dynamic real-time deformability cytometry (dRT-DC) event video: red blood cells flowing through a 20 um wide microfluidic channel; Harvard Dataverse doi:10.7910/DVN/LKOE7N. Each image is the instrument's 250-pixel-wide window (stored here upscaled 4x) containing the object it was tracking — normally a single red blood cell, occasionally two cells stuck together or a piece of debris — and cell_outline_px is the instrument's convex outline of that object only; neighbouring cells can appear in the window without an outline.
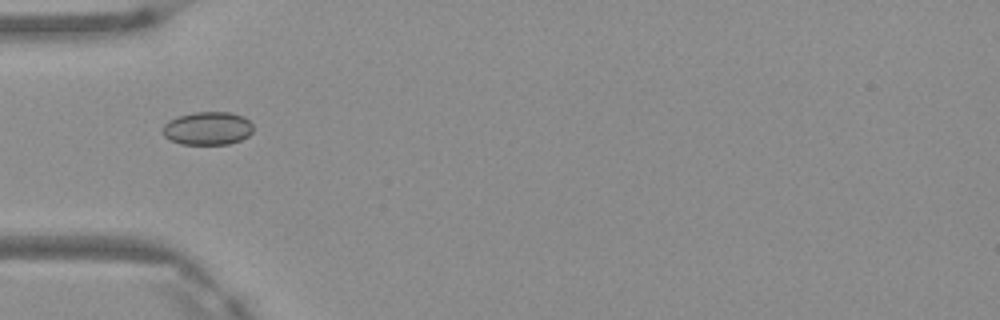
{"species": "Egyptian fruit bat (a non-hibernating species)", "species_latin": "Rousettus aegyptiacus", "temperature_condition": "warm", "stored_images_in_passage": 1, "camera_frame_rate_fps": 3000, "um_per_image_px": 0.085, "frame": {"image": 1, "passage_image": 1, "time_ms": 0.0, "image_size_px": [1000, 320], "cell_outline_px": [[252, 132], [248, 136], [240, 140], [228, 144], [180, 144], [164, 136], [164, 124], [168, 120], [192, 112], [232, 112], [244, 116], [252, 124]], "centroid_in_image_um": [17.67, 10.9], "position_along_channel_um": 67.3, "area_um2": 17.46}}